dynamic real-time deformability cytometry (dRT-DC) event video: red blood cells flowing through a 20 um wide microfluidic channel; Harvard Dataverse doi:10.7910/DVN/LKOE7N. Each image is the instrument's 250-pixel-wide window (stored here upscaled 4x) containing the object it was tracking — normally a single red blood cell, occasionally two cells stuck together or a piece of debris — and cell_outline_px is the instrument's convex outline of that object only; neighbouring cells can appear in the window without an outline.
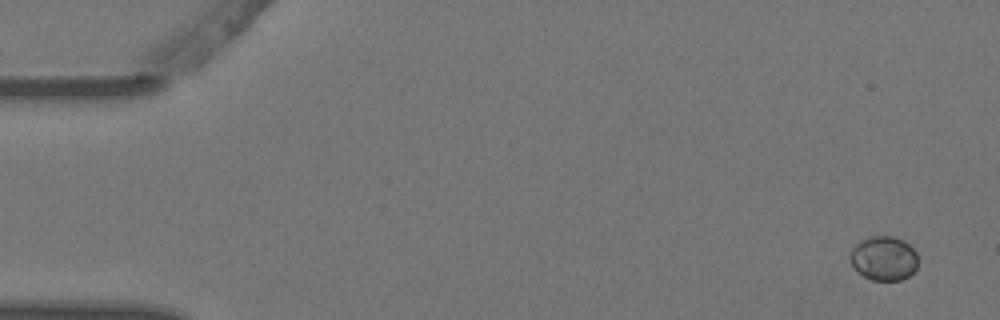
{"species": "Egyptian fruit bat (a non-hibernating species)", "species_latin": "Rousettus aegyptiacus", "temperature_condition": "warm", "stored_images_in_passage": 4, "camera_frame_rate_fps": 3000, "um_per_image_px": 0.085, "animal": {"sex": "female"}, "frame": {"image": 1, "passage_image": 1, "time_ms": 0.0, "image_size_px": [1000, 320], "cell_outline_px": [[916, 268], [908, 276], [900, 280], [872, 280], [856, 272], [852, 268], [848, 256], [852, 248], [860, 240], [872, 236], [892, 236], [904, 240], [916, 252]], "centroid_in_image_um": [75.06, 21.95], "position_along_channel_um": 9.9, "area_um2": 17.63}}
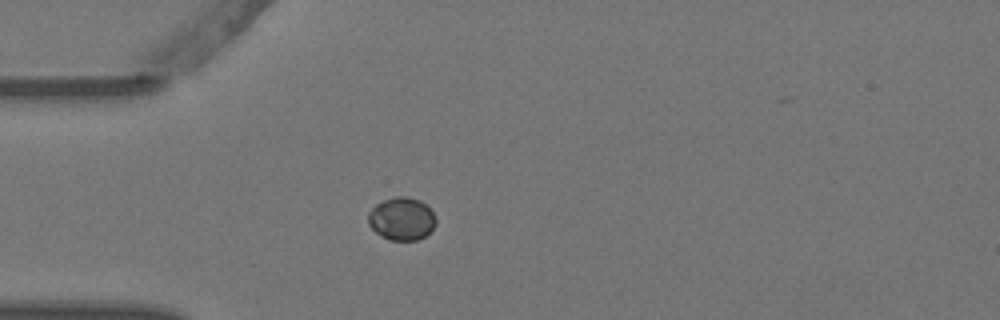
{"frame": {"image": 2, "passage_image": 4, "time_ms": 1.0, "image_size_px": [1000, 320], "cell_outline_px": [[436, 224], [424, 236], [416, 240], [388, 240], [380, 236], [368, 224], [368, 212], [376, 204], [384, 200], [396, 196], [404, 196], [420, 200], [436, 216]], "centroid_in_image_um": [34.12, 18.6], "position_along_channel_um": 50.9, "area_um2": 16.82}}